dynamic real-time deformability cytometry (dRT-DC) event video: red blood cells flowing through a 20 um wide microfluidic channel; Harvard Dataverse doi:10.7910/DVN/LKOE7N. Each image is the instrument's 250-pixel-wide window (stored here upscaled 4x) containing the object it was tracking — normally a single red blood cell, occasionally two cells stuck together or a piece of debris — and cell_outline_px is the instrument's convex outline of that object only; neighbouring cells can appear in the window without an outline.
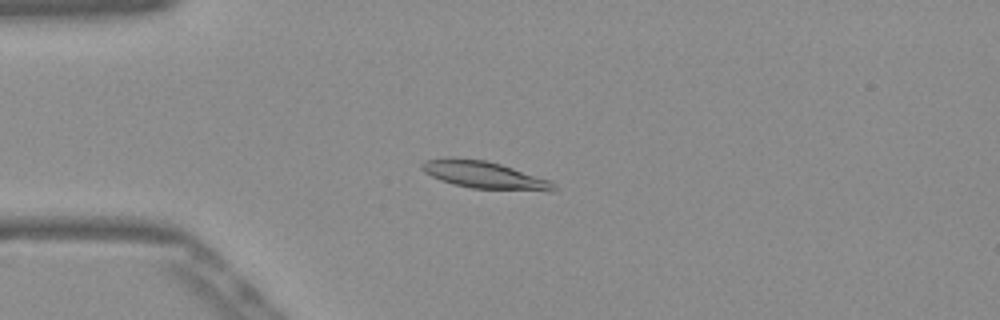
{"species": "Egyptian fruit bat (a non-hibernating species)", "species_latin": "Rousettus aegyptiacus", "temperature_condition": "warm", "stored_images_in_passage": 53, "camera_frame_rate_fps": 3000, "um_per_image_px": 0.085, "frame": {"image": 1, "passage_image": 14, "time_ms": 4.333, "image_size_px": [1000, 320], "cell_outline_px": [[560, 188], [552, 192], [548, 192], [472, 188], [452, 184], [440, 180], [424, 172], [420, 168], [420, 164], [424, 160], [444, 156], [452, 156], [488, 160], [548, 180], [556, 184]], "centroid_in_image_um": [41.14, 14.86], "position_along_channel_um": 43.9, "area_um2": 21.56}}
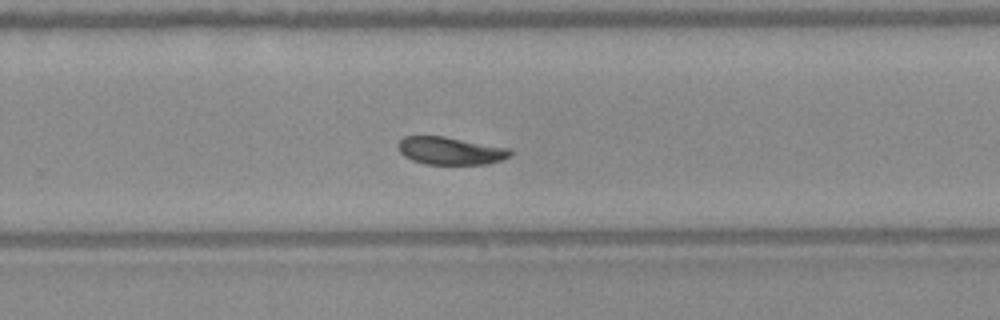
{"frame": {"image": 2, "passage_image": 35, "time_ms": 11.333, "image_size_px": [1000, 320], "cell_outline_px": [[512, 156], [488, 164], [424, 164], [412, 160], [404, 156], [400, 152], [400, 140], [404, 136], [444, 136], [512, 148]], "centroid_in_image_um": [38.34, 12.81], "position_along_channel_um": 291.5, "area_um2": 18.15}}
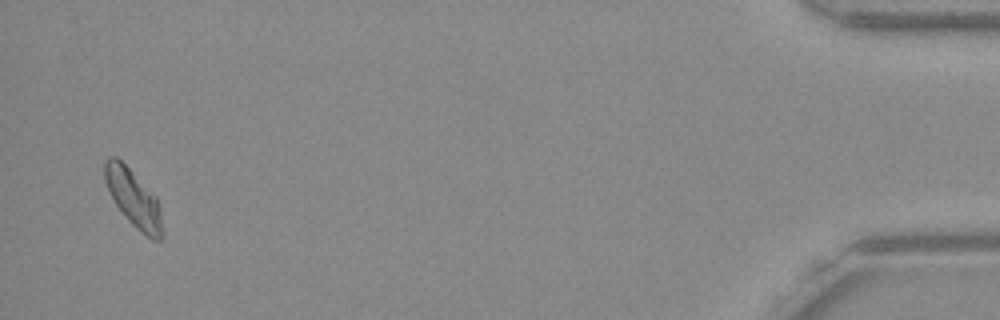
{"frame": {"image": 3, "passage_image": 52, "time_ms": 17.0, "image_size_px": [1000, 320], "cell_outline_px": [[164, 236], [160, 240], [152, 240], [140, 232], [124, 216], [116, 204], [104, 180], [104, 160], [108, 156], [116, 156], [156, 196], [160, 204], [164, 232]], "centroid_in_image_um": [11.38, 16.9], "position_along_channel_um": 423.8, "area_um2": 19.36}, "authors_computed_cell_mechanics": {"area_um2": 19.074, "velocity_mm_per_s": 3.8336, "shape_relaxation_time_tau1_ms": 5.2395, "shape_relaxation_time_tau2_ms": 6.5723, "deformation_change_tau1": 0.1406, "deformation_change_tau2": 0.1007}}